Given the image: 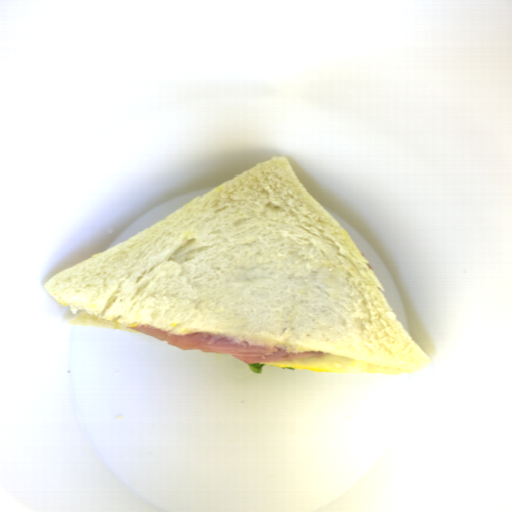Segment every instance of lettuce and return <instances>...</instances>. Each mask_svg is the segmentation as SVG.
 I'll return each mask as SVG.
<instances>
[{"label": "lettuce", "instance_id": "lettuce-1", "mask_svg": "<svg viewBox=\"0 0 512 512\" xmlns=\"http://www.w3.org/2000/svg\"><path fill=\"white\" fill-rule=\"evenodd\" d=\"M251 372L255 374H261L263 367L265 366V363H255V364H248Z\"/></svg>", "mask_w": 512, "mask_h": 512}]
</instances>
